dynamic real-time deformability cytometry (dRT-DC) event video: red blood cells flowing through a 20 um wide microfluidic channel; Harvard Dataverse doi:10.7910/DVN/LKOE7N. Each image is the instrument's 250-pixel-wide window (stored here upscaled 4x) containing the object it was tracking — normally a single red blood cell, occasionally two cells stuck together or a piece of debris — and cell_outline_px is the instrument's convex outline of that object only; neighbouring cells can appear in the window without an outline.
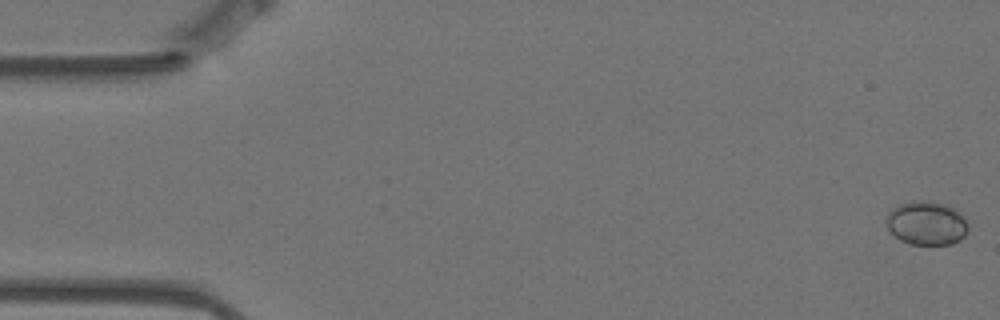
{"species": "Egyptian fruit bat (a non-hibernating species)", "species_latin": "Rousettus aegyptiacus", "temperature_condition": "warm", "stored_images_in_passage": 58, "camera_frame_rate_fps": 3000, "um_per_image_px": 0.085, "animal": {"sex": "female"}, "frame": {"image": 1, "passage_image": 1, "time_ms": 0.0, "image_size_px": [1000, 320], "cell_outline_px": [[968, 232], [960, 240], [952, 244], [908, 244], [900, 240], [888, 232], [884, 220], [888, 212], [892, 208], [900, 204], [912, 200], [920, 200], [948, 204], [956, 208], [964, 216], [968, 224]], "centroid_in_image_um": [78.74, 18.96], "position_along_channel_um": 6.3, "area_um2": 21.5}}
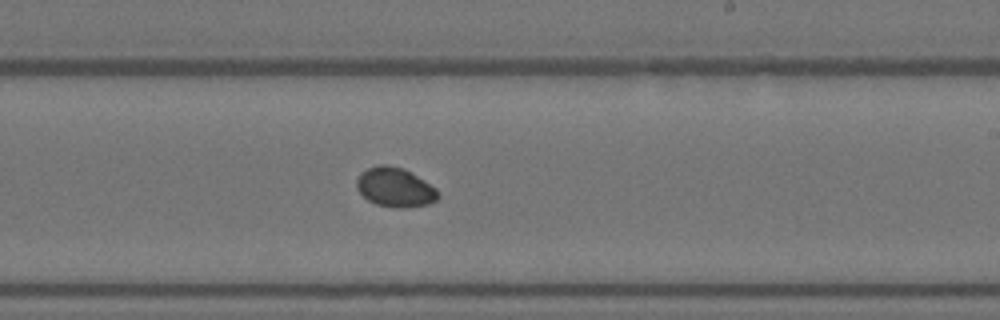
{"frame": {"image": 2, "passage_image": 34, "time_ms": 11.0, "image_size_px": [1000, 320], "cell_outline_px": [[440, 196], [436, 200], [428, 204], [408, 208], [392, 208], [376, 204], [368, 200], [356, 188], [356, 180], [360, 172], [368, 168], [380, 164], [388, 164], [404, 168], [436, 188]], "centroid_in_image_um": [33.57, 15.92], "position_along_channel_um": 255.4, "area_um2": 18.84}}
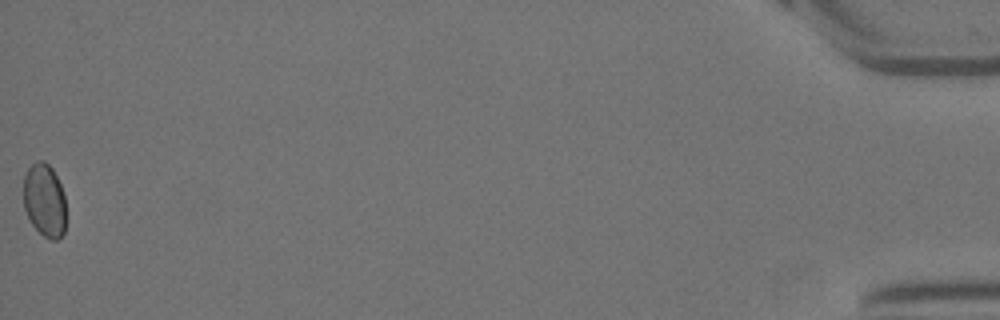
{"frame": {"image": 3, "passage_image": 58, "time_ms": 19.0, "image_size_px": [1000, 320], "cell_outline_px": [[64, 232], [56, 240], [52, 240], [44, 236], [32, 224], [24, 208], [24, 176], [28, 168], [36, 160], [44, 160], [52, 168], [60, 184], [64, 196]], "centroid_in_image_um": [3.77, 16.99], "position_along_channel_um": 431.4, "area_um2": 17.92}, "authors_computed_cell_mechanics": {"area_um2": 18.496, "velocity_mm_per_s": 3.4851, "shape_relaxation_time_tau1_ms": null, "shape_relaxation_time_tau2_ms": 0.8147, "deformation_change_tau1": null, "deformation_change_tau2": 0.0148}}